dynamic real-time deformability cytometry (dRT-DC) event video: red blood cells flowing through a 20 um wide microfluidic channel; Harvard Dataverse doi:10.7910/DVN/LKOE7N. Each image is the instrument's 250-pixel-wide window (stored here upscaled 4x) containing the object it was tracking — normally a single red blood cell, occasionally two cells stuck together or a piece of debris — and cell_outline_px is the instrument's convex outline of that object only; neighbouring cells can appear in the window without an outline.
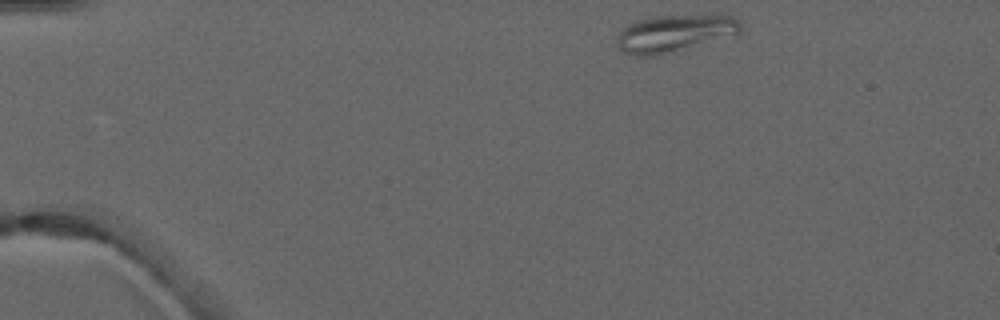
{"species": "common noctule bat (a hibernating species)", "species_latin": "Nyctalus noctula", "temperature_condition": "warm", "stored_images_in_passage": 3, "camera_frame_rate_fps": 3000, "um_per_image_px": 0.085, "animal": {"sex": "male", "forearm_length_mm": 52.5}, "frame": {"image": 1, "passage_image": 1, "time_ms": 0.0, "image_size_px": [1000, 320], "cell_outline_px": [[740, 32], [736, 36], [652, 56], [636, 56], [624, 52], [616, 44], [616, 36], [628, 24], [640, 20], [656, 16], [732, 16], [740, 24]], "centroid_in_image_um": [57.31, 2.85], "position_along_channel_um": 27.7, "area_um2": 26.3}}